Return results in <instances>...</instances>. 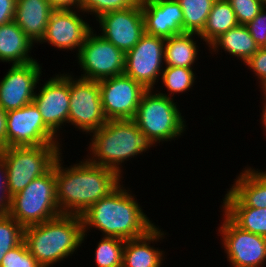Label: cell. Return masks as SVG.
<instances>
[{
    "instance_id": "obj_16",
    "label": "cell",
    "mask_w": 266,
    "mask_h": 267,
    "mask_svg": "<svg viewBox=\"0 0 266 267\" xmlns=\"http://www.w3.org/2000/svg\"><path fill=\"white\" fill-rule=\"evenodd\" d=\"M40 92V93H39ZM33 103L37 106L44 124L55 134L61 126L68 123L70 95L69 75L60 74L47 80Z\"/></svg>"
},
{
    "instance_id": "obj_39",
    "label": "cell",
    "mask_w": 266,
    "mask_h": 267,
    "mask_svg": "<svg viewBox=\"0 0 266 267\" xmlns=\"http://www.w3.org/2000/svg\"><path fill=\"white\" fill-rule=\"evenodd\" d=\"M7 147V112L0 106V149Z\"/></svg>"
},
{
    "instance_id": "obj_14",
    "label": "cell",
    "mask_w": 266,
    "mask_h": 267,
    "mask_svg": "<svg viewBox=\"0 0 266 267\" xmlns=\"http://www.w3.org/2000/svg\"><path fill=\"white\" fill-rule=\"evenodd\" d=\"M96 19L102 28L101 36L125 54L139 42L145 33L141 1L127 9L111 11Z\"/></svg>"
},
{
    "instance_id": "obj_20",
    "label": "cell",
    "mask_w": 266,
    "mask_h": 267,
    "mask_svg": "<svg viewBox=\"0 0 266 267\" xmlns=\"http://www.w3.org/2000/svg\"><path fill=\"white\" fill-rule=\"evenodd\" d=\"M163 235L155 226L139 238L125 240L122 267H160L163 251L151 247L150 242L159 240Z\"/></svg>"
},
{
    "instance_id": "obj_11",
    "label": "cell",
    "mask_w": 266,
    "mask_h": 267,
    "mask_svg": "<svg viewBox=\"0 0 266 267\" xmlns=\"http://www.w3.org/2000/svg\"><path fill=\"white\" fill-rule=\"evenodd\" d=\"M102 110L107 120L134 119L146 89L125 74L98 81Z\"/></svg>"
},
{
    "instance_id": "obj_37",
    "label": "cell",
    "mask_w": 266,
    "mask_h": 267,
    "mask_svg": "<svg viewBox=\"0 0 266 267\" xmlns=\"http://www.w3.org/2000/svg\"><path fill=\"white\" fill-rule=\"evenodd\" d=\"M17 0H0V26L14 21Z\"/></svg>"
},
{
    "instance_id": "obj_7",
    "label": "cell",
    "mask_w": 266,
    "mask_h": 267,
    "mask_svg": "<svg viewBox=\"0 0 266 267\" xmlns=\"http://www.w3.org/2000/svg\"><path fill=\"white\" fill-rule=\"evenodd\" d=\"M59 145L3 147L0 157L8 170L10 195L22 191L32 180L47 173L61 154Z\"/></svg>"
},
{
    "instance_id": "obj_38",
    "label": "cell",
    "mask_w": 266,
    "mask_h": 267,
    "mask_svg": "<svg viewBox=\"0 0 266 267\" xmlns=\"http://www.w3.org/2000/svg\"><path fill=\"white\" fill-rule=\"evenodd\" d=\"M53 10H72L76 7L77 10L82 8V0H47ZM72 7V8H71Z\"/></svg>"
},
{
    "instance_id": "obj_23",
    "label": "cell",
    "mask_w": 266,
    "mask_h": 267,
    "mask_svg": "<svg viewBox=\"0 0 266 267\" xmlns=\"http://www.w3.org/2000/svg\"><path fill=\"white\" fill-rule=\"evenodd\" d=\"M209 47L218 51L220 47L244 63L260 48L252 38L246 25H237L216 38ZM218 48V49H217Z\"/></svg>"
},
{
    "instance_id": "obj_17",
    "label": "cell",
    "mask_w": 266,
    "mask_h": 267,
    "mask_svg": "<svg viewBox=\"0 0 266 267\" xmlns=\"http://www.w3.org/2000/svg\"><path fill=\"white\" fill-rule=\"evenodd\" d=\"M73 10H53L41 42H47L60 49L78 47V53L88 33L92 30L87 22Z\"/></svg>"
},
{
    "instance_id": "obj_19",
    "label": "cell",
    "mask_w": 266,
    "mask_h": 267,
    "mask_svg": "<svg viewBox=\"0 0 266 267\" xmlns=\"http://www.w3.org/2000/svg\"><path fill=\"white\" fill-rule=\"evenodd\" d=\"M52 11L47 0H17L14 22L33 43H41Z\"/></svg>"
},
{
    "instance_id": "obj_28",
    "label": "cell",
    "mask_w": 266,
    "mask_h": 267,
    "mask_svg": "<svg viewBox=\"0 0 266 267\" xmlns=\"http://www.w3.org/2000/svg\"><path fill=\"white\" fill-rule=\"evenodd\" d=\"M95 252L97 267H122L125 240L103 237Z\"/></svg>"
},
{
    "instance_id": "obj_25",
    "label": "cell",
    "mask_w": 266,
    "mask_h": 267,
    "mask_svg": "<svg viewBox=\"0 0 266 267\" xmlns=\"http://www.w3.org/2000/svg\"><path fill=\"white\" fill-rule=\"evenodd\" d=\"M239 25L236 14L228 0H215L206 20L203 30L198 37L210 45L221 34Z\"/></svg>"
},
{
    "instance_id": "obj_13",
    "label": "cell",
    "mask_w": 266,
    "mask_h": 267,
    "mask_svg": "<svg viewBox=\"0 0 266 267\" xmlns=\"http://www.w3.org/2000/svg\"><path fill=\"white\" fill-rule=\"evenodd\" d=\"M218 229L228 261L233 267H261L266 261V237L236 226L225 214Z\"/></svg>"
},
{
    "instance_id": "obj_33",
    "label": "cell",
    "mask_w": 266,
    "mask_h": 267,
    "mask_svg": "<svg viewBox=\"0 0 266 267\" xmlns=\"http://www.w3.org/2000/svg\"><path fill=\"white\" fill-rule=\"evenodd\" d=\"M239 25H247L266 5L262 0H228Z\"/></svg>"
},
{
    "instance_id": "obj_5",
    "label": "cell",
    "mask_w": 266,
    "mask_h": 267,
    "mask_svg": "<svg viewBox=\"0 0 266 267\" xmlns=\"http://www.w3.org/2000/svg\"><path fill=\"white\" fill-rule=\"evenodd\" d=\"M60 214L54 166L11 198L9 215L24 228L46 222Z\"/></svg>"
},
{
    "instance_id": "obj_29",
    "label": "cell",
    "mask_w": 266,
    "mask_h": 267,
    "mask_svg": "<svg viewBox=\"0 0 266 267\" xmlns=\"http://www.w3.org/2000/svg\"><path fill=\"white\" fill-rule=\"evenodd\" d=\"M24 241V227L8 215H0V264L5 254Z\"/></svg>"
},
{
    "instance_id": "obj_26",
    "label": "cell",
    "mask_w": 266,
    "mask_h": 267,
    "mask_svg": "<svg viewBox=\"0 0 266 267\" xmlns=\"http://www.w3.org/2000/svg\"><path fill=\"white\" fill-rule=\"evenodd\" d=\"M230 190L247 206L266 208V184L252 171L245 168Z\"/></svg>"
},
{
    "instance_id": "obj_22",
    "label": "cell",
    "mask_w": 266,
    "mask_h": 267,
    "mask_svg": "<svg viewBox=\"0 0 266 267\" xmlns=\"http://www.w3.org/2000/svg\"><path fill=\"white\" fill-rule=\"evenodd\" d=\"M33 42L14 22L0 26V60L14 64H27L36 61L29 57Z\"/></svg>"
},
{
    "instance_id": "obj_10",
    "label": "cell",
    "mask_w": 266,
    "mask_h": 267,
    "mask_svg": "<svg viewBox=\"0 0 266 267\" xmlns=\"http://www.w3.org/2000/svg\"><path fill=\"white\" fill-rule=\"evenodd\" d=\"M165 39L144 33L139 42L125 54L126 76L140 83L146 90H153L162 74Z\"/></svg>"
},
{
    "instance_id": "obj_21",
    "label": "cell",
    "mask_w": 266,
    "mask_h": 267,
    "mask_svg": "<svg viewBox=\"0 0 266 267\" xmlns=\"http://www.w3.org/2000/svg\"><path fill=\"white\" fill-rule=\"evenodd\" d=\"M224 214L240 229L266 237V208L247 207L231 190L223 200Z\"/></svg>"
},
{
    "instance_id": "obj_35",
    "label": "cell",
    "mask_w": 266,
    "mask_h": 267,
    "mask_svg": "<svg viewBox=\"0 0 266 267\" xmlns=\"http://www.w3.org/2000/svg\"><path fill=\"white\" fill-rule=\"evenodd\" d=\"M245 64L258 76L261 88L266 89V47L259 48Z\"/></svg>"
},
{
    "instance_id": "obj_41",
    "label": "cell",
    "mask_w": 266,
    "mask_h": 267,
    "mask_svg": "<svg viewBox=\"0 0 266 267\" xmlns=\"http://www.w3.org/2000/svg\"><path fill=\"white\" fill-rule=\"evenodd\" d=\"M252 171L266 184V171L265 172H258L254 169Z\"/></svg>"
},
{
    "instance_id": "obj_30",
    "label": "cell",
    "mask_w": 266,
    "mask_h": 267,
    "mask_svg": "<svg viewBox=\"0 0 266 267\" xmlns=\"http://www.w3.org/2000/svg\"><path fill=\"white\" fill-rule=\"evenodd\" d=\"M162 71V84L171 94L181 93L189 90L193 86V68L166 66Z\"/></svg>"
},
{
    "instance_id": "obj_40",
    "label": "cell",
    "mask_w": 266,
    "mask_h": 267,
    "mask_svg": "<svg viewBox=\"0 0 266 267\" xmlns=\"http://www.w3.org/2000/svg\"><path fill=\"white\" fill-rule=\"evenodd\" d=\"M263 92H264V100H265V105L263 106L264 108H263V114H262V118H261V120H262V124L264 125V128L266 129V89H263ZM266 131V130H265Z\"/></svg>"
},
{
    "instance_id": "obj_3",
    "label": "cell",
    "mask_w": 266,
    "mask_h": 267,
    "mask_svg": "<svg viewBox=\"0 0 266 267\" xmlns=\"http://www.w3.org/2000/svg\"><path fill=\"white\" fill-rule=\"evenodd\" d=\"M81 216L60 214L46 222L24 228V242L42 267L68 258L84 241Z\"/></svg>"
},
{
    "instance_id": "obj_34",
    "label": "cell",
    "mask_w": 266,
    "mask_h": 267,
    "mask_svg": "<svg viewBox=\"0 0 266 267\" xmlns=\"http://www.w3.org/2000/svg\"><path fill=\"white\" fill-rule=\"evenodd\" d=\"M266 5L261 9L251 22L246 26L255 40L256 44L261 47H266Z\"/></svg>"
},
{
    "instance_id": "obj_1",
    "label": "cell",
    "mask_w": 266,
    "mask_h": 267,
    "mask_svg": "<svg viewBox=\"0 0 266 267\" xmlns=\"http://www.w3.org/2000/svg\"><path fill=\"white\" fill-rule=\"evenodd\" d=\"M61 154L54 163L56 198L61 214L81 216L91 205L106 197L121 182L114 170L88 159L63 168ZM61 159V160H60Z\"/></svg>"
},
{
    "instance_id": "obj_12",
    "label": "cell",
    "mask_w": 266,
    "mask_h": 267,
    "mask_svg": "<svg viewBox=\"0 0 266 267\" xmlns=\"http://www.w3.org/2000/svg\"><path fill=\"white\" fill-rule=\"evenodd\" d=\"M56 140L33 102L7 111V147L58 145Z\"/></svg>"
},
{
    "instance_id": "obj_36",
    "label": "cell",
    "mask_w": 266,
    "mask_h": 267,
    "mask_svg": "<svg viewBox=\"0 0 266 267\" xmlns=\"http://www.w3.org/2000/svg\"><path fill=\"white\" fill-rule=\"evenodd\" d=\"M7 177V166L0 157V215H8L11 209L12 196L9 192Z\"/></svg>"
},
{
    "instance_id": "obj_32",
    "label": "cell",
    "mask_w": 266,
    "mask_h": 267,
    "mask_svg": "<svg viewBox=\"0 0 266 267\" xmlns=\"http://www.w3.org/2000/svg\"><path fill=\"white\" fill-rule=\"evenodd\" d=\"M0 267H42L35 257L29 252L23 241L17 247L8 251L0 264Z\"/></svg>"
},
{
    "instance_id": "obj_6",
    "label": "cell",
    "mask_w": 266,
    "mask_h": 267,
    "mask_svg": "<svg viewBox=\"0 0 266 267\" xmlns=\"http://www.w3.org/2000/svg\"><path fill=\"white\" fill-rule=\"evenodd\" d=\"M152 92L149 89L142 94L133 120L153 144L174 140L184 132V118L171 96Z\"/></svg>"
},
{
    "instance_id": "obj_31",
    "label": "cell",
    "mask_w": 266,
    "mask_h": 267,
    "mask_svg": "<svg viewBox=\"0 0 266 267\" xmlns=\"http://www.w3.org/2000/svg\"><path fill=\"white\" fill-rule=\"evenodd\" d=\"M141 0H82L83 12H91V14L100 17L101 15L116 11L124 10L140 3ZM93 12V13H92Z\"/></svg>"
},
{
    "instance_id": "obj_9",
    "label": "cell",
    "mask_w": 266,
    "mask_h": 267,
    "mask_svg": "<svg viewBox=\"0 0 266 267\" xmlns=\"http://www.w3.org/2000/svg\"><path fill=\"white\" fill-rule=\"evenodd\" d=\"M69 95L68 123L84 132L92 133L107 122L102 110L98 81L82 78L73 80L69 75Z\"/></svg>"
},
{
    "instance_id": "obj_18",
    "label": "cell",
    "mask_w": 266,
    "mask_h": 267,
    "mask_svg": "<svg viewBox=\"0 0 266 267\" xmlns=\"http://www.w3.org/2000/svg\"><path fill=\"white\" fill-rule=\"evenodd\" d=\"M145 33L164 39L185 33L177 0H141Z\"/></svg>"
},
{
    "instance_id": "obj_2",
    "label": "cell",
    "mask_w": 266,
    "mask_h": 267,
    "mask_svg": "<svg viewBox=\"0 0 266 267\" xmlns=\"http://www.w3.org/2000/svg\"><path fill=\"white\" fill-rule=\"evenodd\" d=\"M123 188L119 184L106 197L95 202L81 215L83 236L90 227H95L102 231L104 237L130 240L145 235L155 227L134 196Z\"/></svg>"
},
{
    "instance_id": "obj_15",
    "label": "cell",
    "mask_w": 266,
    "mask_h": 267,
    "mask_svg": "<svg viewBox=\"0 0 266 267\" xmlns=\"http://www.w3.org/2000/svg\"><path fill=\"white\" fill-rule=\"evenodd\" d=\"M41 68L37 61L12 64L0 81V106L7 112L33 102Z\"/></svg>"
},
{
    "instance_id": "obj_24",
    "label": "cell",
    "mask_w": 266,
    "mask_h": 267,
    "mask_svg": "<svg viewBox=\"0 0 266 267\" xmlns=\"http://www.w3.org/2000/svg\"><path fill=\"white\" fill-rule=\"evenodd\" d=\"M193 35L197 33H182L165 39L164 62L166 66L192 68L191 65L197 60L196 43Z\"/></svg>"
},
{
    "instance_id": "obj_27",
    "label": "cell",
    "mask_w": 266,
    "mask_h": 267,
    "mask_svg": "<svg viewBox=\"0 0 266 267\" xmlns=\"http://www.w3.org/2000/svg\"><path fill=\"white\" fill-rule=\"evenodd\" d=\"M183 12V31L199 34L215 0H177Z\"/></svg>"
},
{
    "instance_id": "obj_8",
    "label": "cell",
    "mask_w": 266,
    "mask_h": 267,
    "mask_svg": "<svg viewBox=\"0 0 266 267\" xmlns=\"http://www.w3.org/2000/svg\"><path fill=\"white\" fill-rule=\"evenodd\" d=\"M93 31L88 33L77 53L78 63L84 70V75L80 78L100 81L122 75L125 68V53Z\"/></svg>"
},
{
    "instance_id": "obj_4",
    "label": "cell",
    "mask_w": 266,
    "mask_h": 267,
    "mask_svg": "<svg viewBox=\"0 0 266 267\" xmlns=\"http://www.w3.org/2000/svg\"><path fill=\"white\" fill-rule=\"evenodd\" d=\"M90 142L91 163L114 170L121 175L119 165L153 146L133 119L107 120L94 130Z\"/></svg>"
}]
</instances>
